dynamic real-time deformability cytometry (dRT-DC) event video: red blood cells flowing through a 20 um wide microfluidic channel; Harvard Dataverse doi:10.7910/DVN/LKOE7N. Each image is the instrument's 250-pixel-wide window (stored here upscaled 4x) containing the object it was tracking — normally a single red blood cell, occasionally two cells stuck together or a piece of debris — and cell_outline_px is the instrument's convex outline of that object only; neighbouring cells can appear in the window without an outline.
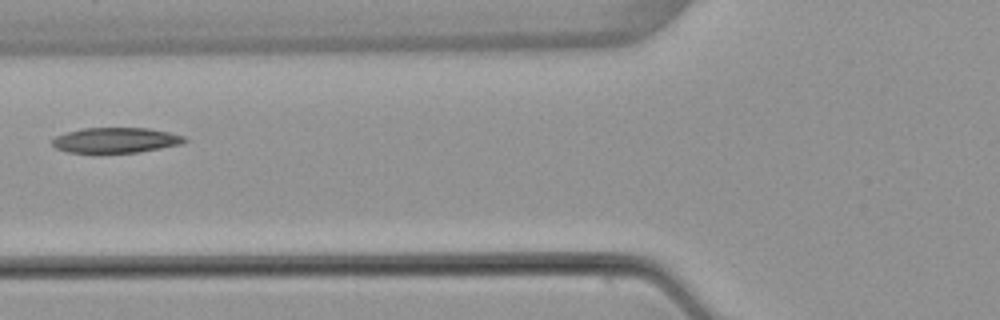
{"species": "common noctule bat (a hibernating species)", "species_latin": "Nyctalus noctula", "temperature_condition": "warm", "stored_images_in_passage": 5, "camera_frame_rate_fps": 3000, "um_per_image_px": 0.085, "animal": {"sex": "female", "body_mass_g": 22.7, "forearm_length_mm": 54.2}, "frame": {"image": 1, "passage_image": 5, "time_ms": 5.667, "image_size_px": [1000, 320], "cell_outline_px": [[188, 140], [180, 144], [160, 148], [136, 152], [92, 156], [68, 152], [56, 148], [52, 144], [52, 140], [56, 136], [68, 132], [84, 128], [148, 128], [168, 132], [184, 136]], "centroid_in_image_um": [9.77, 11.96], "position_along_channel_um": 116.0, "area_um2": 20.11}}